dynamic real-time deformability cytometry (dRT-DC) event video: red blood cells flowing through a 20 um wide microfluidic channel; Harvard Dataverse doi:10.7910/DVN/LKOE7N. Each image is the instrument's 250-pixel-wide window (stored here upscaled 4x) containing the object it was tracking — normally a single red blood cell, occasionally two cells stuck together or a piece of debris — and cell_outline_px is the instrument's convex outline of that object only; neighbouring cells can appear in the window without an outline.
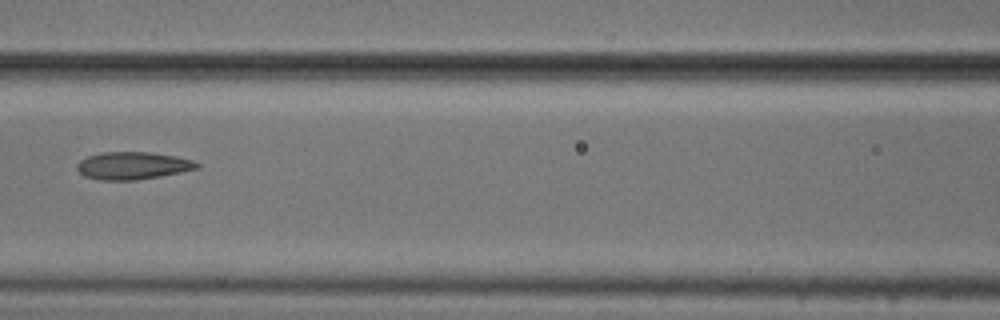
{"species": "common noctule bat (a hibernating species)", "species_latin": "Nyctalus noctula", "temperature_condition": "cold", "stored_images_in_passage": 12, "camera_frame_rate_fps": 3000, "um_per_image_px": 0.085, "animal": {"sex": "male", "body_mass_g": 20.5, "forearm_length_mm": 52.5}, "frame": {"image": 1, "passage_image": 6, "time_ms": 7.0, "image_size_px": [1000, 320], "cell_outline_px": [[200, 168], [160, 176], [136, 180], [100, 180], [84, 176], [76, 168], [76, 164], [80, 160], [88, 156], [104, 152], [148, 152], [176, 156], [192, 160], [200, 164]], "centroid_in_image_um": [11.28, 14.08], "position_along_channel_um": 155.3, "area_um2": 19.19}}
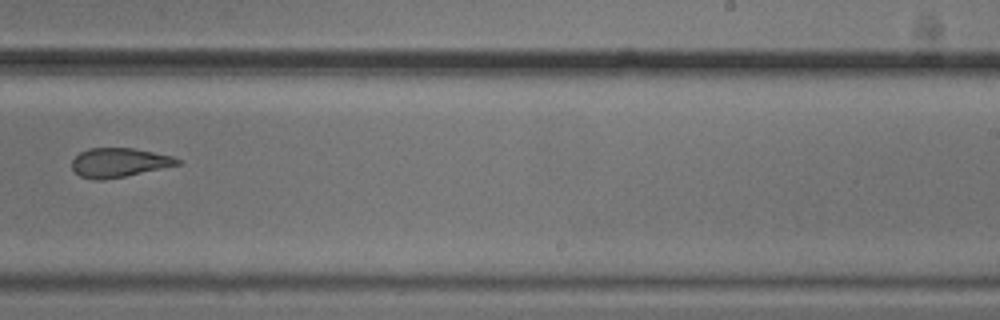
{"frame": {"image": 2, "passage_image": 9, "time_ms": 10.333, "image_size_px": [1000, 320], "cell_outline_px": [[180, 164], [124, 176], [104, 180], [92, 180], [80, 176], [72, 168], [72, 160], [80, 152], [88, 148], [132, 148], [172, 156], [180, 160]], "centroid_in_image_um": [10.07, 13.82], "position_along_channel_um": 278.9, "area_um2": 17.69}}
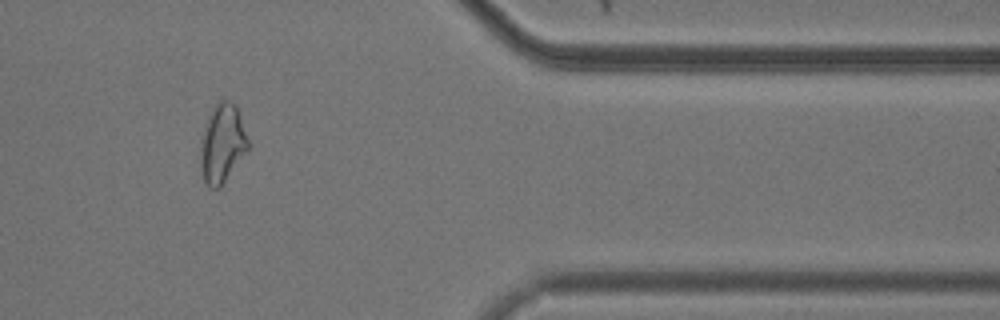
{"frame": {"image": 3, "passage_image": 12, "time_ms": 14.0, "image_size_px": [1000, 320], "cell_outline_px": [[248, 152], [220, 188], [208, 188], [204, 184], [200, 148], [200, 140], [208, 116], [212, 108], [224, 96], [236, 104], [248, 140]], "centroid_in_image_um": [18.9, 12.19], "position_along_channel_um": 392.5, "area_um2": 22.14}}